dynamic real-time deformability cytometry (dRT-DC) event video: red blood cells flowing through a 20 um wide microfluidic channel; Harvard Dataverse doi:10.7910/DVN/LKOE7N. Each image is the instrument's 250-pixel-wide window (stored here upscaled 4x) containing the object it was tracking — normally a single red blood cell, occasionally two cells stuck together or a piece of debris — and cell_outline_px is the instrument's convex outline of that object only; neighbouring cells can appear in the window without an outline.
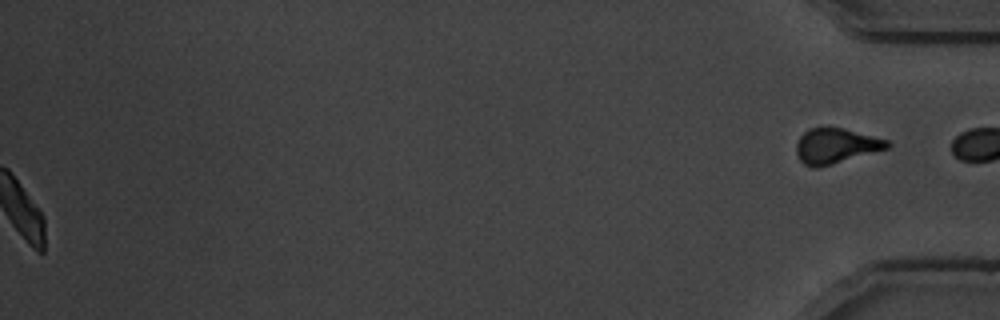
{"species": "common noctule bat (a hibernating species)", "species_latin": "Nyctalus noctula", "temperature_condition": "warm", "stored_images_in_passage": 50, "segment_of_instrument_passage": [2, 2], "camera_frame_rate_fps": 3000, "um_per_image_px": 0.085, "animal": {"sex": "male", "body_mass_g": 19.5, "forearm_length_mm": 54.6}, "frame": {"image": 1, "passage_image": 50, "time_ms": 16.333, "image_size_px": [1000, 320], "cell_outline_px": [[892, 144], [888, 148], [832, 164], [816, 168], [812, 168], [804, 164], [800, 160], [796, 152], [796, 144], [800, 136], [808, 128], [844, 128], [888, 140]], "centroid_in_image_um": [71.03, 12.4], "position_along_channel_um": 364.2, "area_um2": 18.5}}